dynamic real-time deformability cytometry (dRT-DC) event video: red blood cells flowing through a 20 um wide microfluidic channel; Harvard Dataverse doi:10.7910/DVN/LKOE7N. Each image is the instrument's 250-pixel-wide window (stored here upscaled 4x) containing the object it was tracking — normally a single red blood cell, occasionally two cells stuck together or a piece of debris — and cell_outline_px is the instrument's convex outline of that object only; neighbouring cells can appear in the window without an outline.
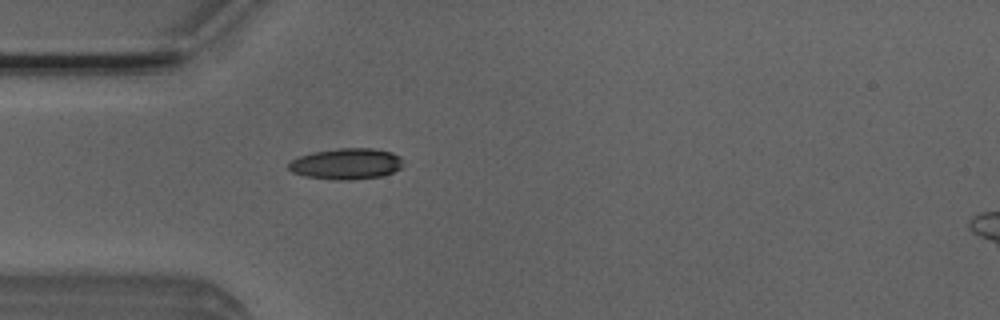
{"species": "Egyptian fruit bat (a non-hibernating species)", "species_latin": "Rousettus aegyptiacus", "temperature_condition": "room temperature", "stored_images_in_passage": 38, "camera_frame_rate_fps": 3000, "um_per_image_px": 0.085, "animal": {"sex": "male"}, "frame": {"image": 1, "passage_image": 1, "time_ms": 0.0, "image_size_px": [1000, 320], "cell_outline_px": [[400, 168], [392, 172], [380, 176], [352, 180], [336, 180], [308, 176], [292, 172], [288, 168], [288, 164], [292, 160], [300, 156], [312, 152], [340, 148], [372, 148], [392, 152], [400, 156]], "centroid_in_image_um": [29.42, 13.92], "position_along_channel_um": 55.6, "area_um2": 20.46}}
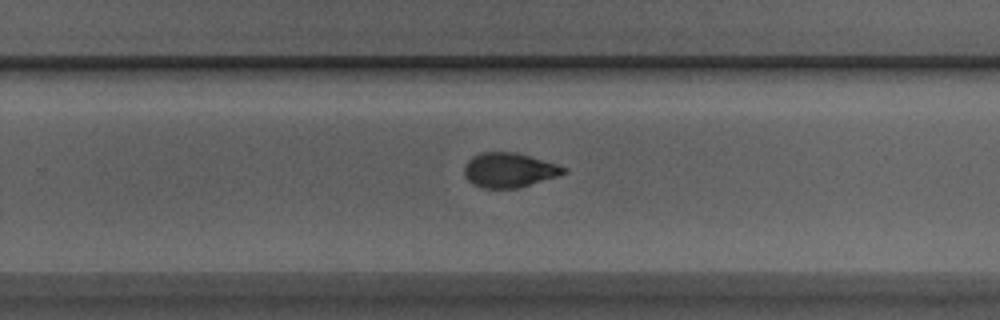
{"frame": {"image": 2, "passage_image": 19, "time_ms": 6.0, "image_size_px": [1000, 320], "cell_outline_px": [[568, 172], [560, 176], [520, 188], [480, 188], [472, 184], [464, 176], [464, 168], [468, 160], [472, 156], [480, 152], [516, 152], [556, 164], [568, 168]], "centroid_in_image_um": [43.29, 14.47], "position_along_channel_um": 286.5, "area_um2": 20.35}}
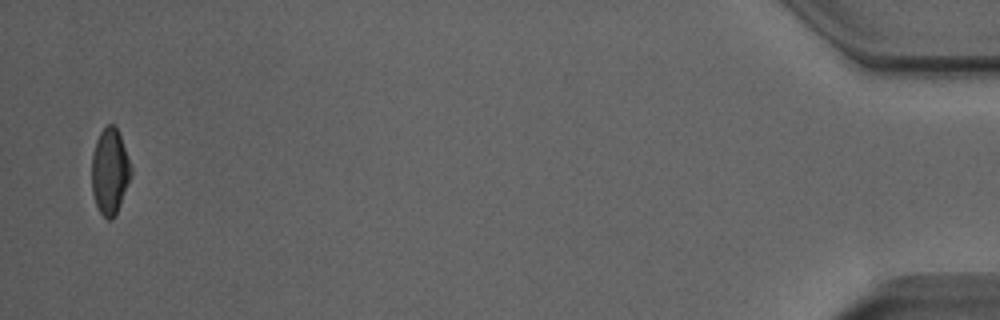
{"frame": {"image": 3, "passage_image": 37, "time_ms": 12.0, "image_size_px": [1000, 320], "cell_outline_px": [[132, 172], [116, 216], [112, 220], [108, 220], [100, 212], [96, 204], [92, 192], [92, 156], [96, 140], [100, 132], [108, 124], [112, 124], [116, 128], [120, 136], [132, 168]], "centroid_in_image_um": [9.33, 14.6], "position_along_channel_um": 425.9, "area_um2": 19.48}, "authors_computed_cell_mechanics": {"area_um2": 20.519, "velocity_mm_per_s": 3.9213, "shape_relaxation_time_tau1_ms": 3.8267, "shape_relaxation_time_tau2_ms": 2.3449, "deformation_change_tau1": 0.1598, "deformation_change_tau2": 0.0731}}